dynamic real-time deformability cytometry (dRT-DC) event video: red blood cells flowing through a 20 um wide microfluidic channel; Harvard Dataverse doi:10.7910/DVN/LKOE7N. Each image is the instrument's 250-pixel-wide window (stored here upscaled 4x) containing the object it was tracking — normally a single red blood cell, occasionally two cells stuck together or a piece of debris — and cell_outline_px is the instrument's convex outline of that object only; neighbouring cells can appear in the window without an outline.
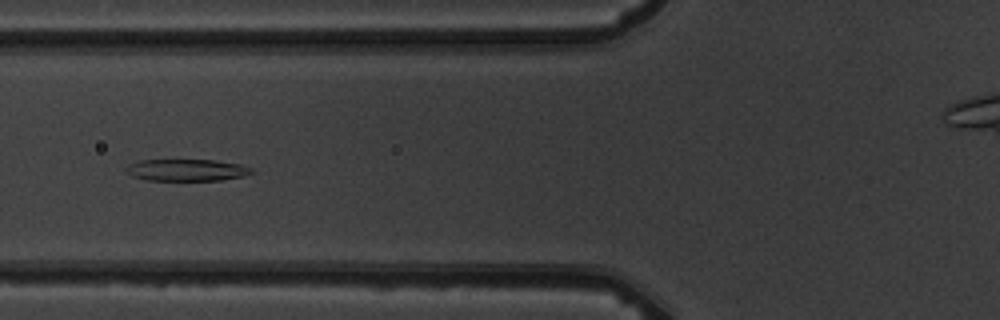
{"species": "common noctule bat (a hibernating species)", "species_latin": "Nyctalus noctula", "temperature_condition": "warm", "stored_images_in_passage": 8, "camera_frame_rate_fps": 3000, "um_per_image_px": 0.085, "animal": {"sex": "male", "body_mass_g": 19.5, "forearm_length_mm": 54.6}, "frame": {"image": 1, "passage_image": 6, "time_ms": 5.667, "image_size_px": [1000, 320], "cell_outline_px": [[256, 172], [240, 176], [220, 180], [148, 180], [132, 176], [124, 168], [128, 164], [140, 160], [212, 160], [240, 164], [252, 168]], "centroid_in_image_um": [15.85, 14.45], "position_along_channel_um": 109.9, "area_um2": 15.84}}
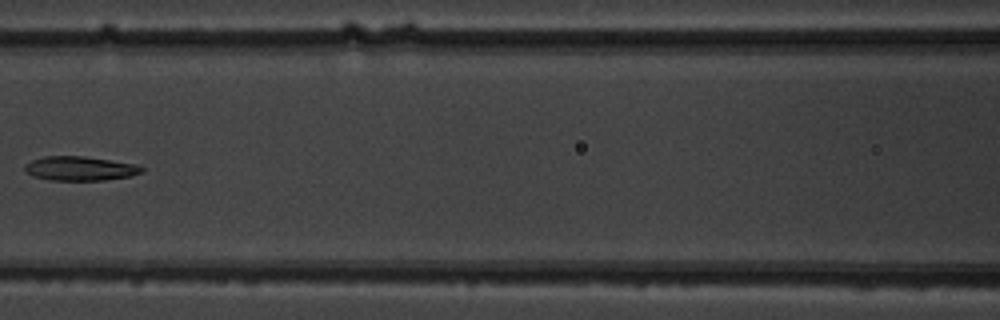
{"frame": {"image": 2, "passage_image": 7, "time_ms": 7.0, "image_size_px": [1000, 320], "cell_outline_px": [[144, 172], [132, 176], [104, 180], [48, 180], [32, 176], [24, 172], [24, 164], [32, 160], [44, 156], [84, 156], [112, 160], [136, 164], [144, 168]], "centroid_in_image_um": [6.79, 14.32], "position_along_channel_um": 159.8, "area_um2": 16.76}}
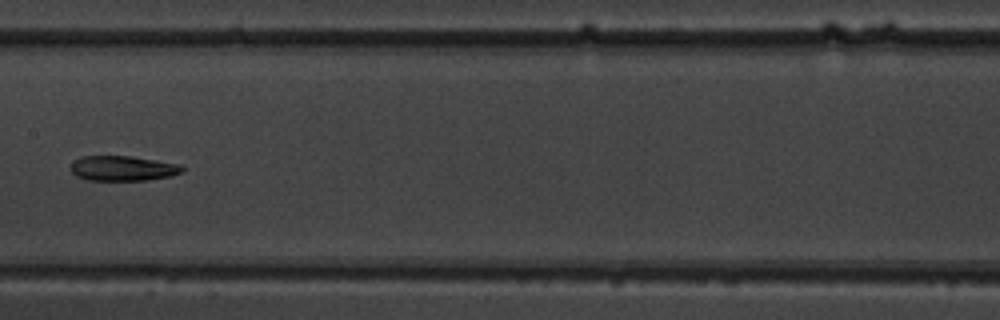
{"frame": {"image": 3, "passage_image": 8, "time_ms": 8.0, "image_size_px": [1000, 320], "cell_outline_px": [[184, 172], [172, 176], [148, 180], [88, 180], [76, 176], [68, 168], [72, 160], [80, 156], [128, 156], [180, 164], [184, 168]], "centroid_in_image_um": [10.4, 14.31], "position_along_channel_um": 197.0, "area_um2": 16.47}}